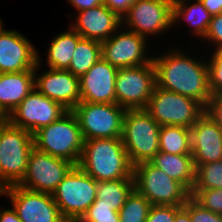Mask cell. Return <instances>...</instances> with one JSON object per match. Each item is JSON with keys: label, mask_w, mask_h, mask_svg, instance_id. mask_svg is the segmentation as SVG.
I'll list each match as a JSON object with an SVG mask.
<instances>
[{"label": "cell", "mask_w": 222, "mask_h": 222, "mask_svg": "<svg viewBox=\"0 0 222 222\" xmlns=\"http://www.w3.org/2000/svg\"><path fill=\"white\" fill-rule=\"evenodd\" d=\"M33 148V135L29 131L12 125L8 120L0 125L1 192L24 178Z\"/></svg>", "instance_id": "4"}, {"label": "cell", "mask_w": 222, "mask_h": 222, "mask_svg": "<svg viewBox=\"0 0 222 222\" xmlns=\"http://www.w3.org/2000/svg\"><path fill=\"white\" fill-rule=\"evenodd\" d=\"M118 69L102 57L79 78L81 102L116 103L115 78Z\"/></svg>", "instance_id": "18"}, {"label": "cell", "mask_w": 222, "mask_h": 222, "mask_svg": "<svg viewBox=\"0 0 222 222\" xmlns=\"http://www.w3.org/2000/svg\"><path fill=\"white\" fill-rule=\"evenodd\" d=\"M208 66L211 93L222 91V49L214 51Z\"/></svg>", "instance_id": "33"}, {"label": "cell", "mask_w": 222, "mask_h": 222, "mask_svg": "<svg viewBox=\"0 0 222 222\" xmlns=\"http://www.w3.org/2000/svg\"><path fill=\"white\" fill-rule=\"evenodd\" d=\"M183 207L189 212L191 222H222V215L203 208L192 197Z\"/></svg>", "instance_id": "32"}, {"label": "cell", "mask_w": 222, "mask_h": 222, "mask_svg": "<svg viewBox=\"0 0 222 222\" xmlns=\"http://www.w3.org/2000/svg\"><path fill=\"white\" fill-rule=\"evenodd\" d=\"M182 53L172 49L163 56L153 57L156 86L192 98L205 108L212 96L208 61H198Z\"/></svg>", "instance_id": "1"}, {"label": "cell", "mask_w": 222, "mask_h": 222, "mask_svg": "<svg viewBox=\"0 0 222 222\" xmlns=\"http://www.w3.org/2000/svg\"><path fill=\"white\" fill-rule=\"evenodd\" d=\"M187 0H173V25L177 23V20L185 19L187 23L193 26L192 32L195 33L198 37L201 36V39L205 37L212 15L200 2V0H195L188 6ZM186 2V4H185Z\"/></svg>", "instance_id": "23"}, {"label": "cell", "mask_w": 222, "mask_h": 222, "mask_svg": "<svg viewBox=\"0 0 222 222\" xmlns=\"http://www.w3.org/2000/svg\"><path fill=\"white\" fill-rule=\"evenodd\" d=\"M82 37L71 27L69 31L56 36L49 45L47 65L50 69L67 70L74 50Z\"/></svg>", "instance_id": "24"}, {"label": "cell", "mask_w": 222, "mask_h": 222, "mask_svg": "<svg viewBox=\"0 0 222 222\" xmlns=\"http://www.w3.org/2000/svg\"><path fill=\"white\" fill-rule=\"evenodd\" d=\"M160 126L192 128L205 113L196 100L178 93L154 87L145 109Z\"/></svg>", "instance_id": "8"}, {"label": "cell", "mask_w": 222, "mask_h": 222, "mask_svg": "<svg viewBox=\"0 0 222 222\" xmlns=\"http://www.w3.org/2000/svg\"><path fill=\"white\" fill-rule=\"evenodd\" d=\"M0 193H1V175H0Z\"/></svg>", "instance_id": "44"}, {"label": "cell", "mask_w": 222, "mask_h": 222, "mask_svg": "<svg viewBox=\"0 0 222 222\" xmlns=\"http://www.w3.org/2000/svg\"><path fill=\"white\" fill-rule=\"evenodd\" d=\"M66 112L67 110L59 103L34 89L7 117V120L33 135L40 128L57 121Z\"/></svg>", "instance_id": "14"}, {"label": "cell", "mask_w": 222, "mask_h": 222, "mask_svg": "<svg viewBox=\"0 0 222 222\" xmlns=\"http://www.w3.org/2000/svg\"><path fill=\"white\" fill-rule=\"evenodd\" d=\"M205 113L222 130V91L213 93L205 107Z\"/></svg>", "instance_id": "35"}, {"label": "cell", "mask_w": 222, "mask_h": 222, "mask_svg": "<svg viewBox=\"0 0 222 222\" xmlns=\"http://www.w3.org/2000/svg\"><path fill=\"white\" fill-rule=\"evenodd\" d=\"M146 38L130 30H123L101 42V55L117 69L137 67L150 63L153 56L145 53Z\"/></svg>", "instance_id": "15"}, {"label": "cell", "mask_w": 222, "mask_h": 222, "mask_svg": "<svg viewBox=\"0 0 222 222\" xmlns=\"http://www.w3.org/2000/svg\"><path fill=\"white\" fill-rule=\"evenodd\" d=\"M135 1L136 0H102L103 4L116 13L121 19Z\"/></svg>", "instance_id": "37"}, {"label": "cell", "mask_w": 222, "mask_h": 222, "mask_svg": "<svg viewBox=\"0 0 222 222\" xmlns=\"http://www.w3.org/2000/svg\"><path fill=\"white\" fill-rule=\"evenodd\" d=\"M204 39L216 43L215 51L222 49V13L212 16Z\"/></svg>", "instance_id": "36"}, {"label": "cell", "mask_w": 222, "mask_h": 222, "mask_svg": "<svg viewBox=\"0 0 222 222\" xmlns=\"http://www.w3.org/2000/svg\"><path fill=\"white\" fill-rule=\"evenodd\" d=\"M160 128L145 109L126 110L121 140L133 166L150 161L159 152Z\"/></svg>", "instance_id": "5"}, {"label": "cell", "mask_w": 222, "mask_h": 222, "mask_svg": "<svg viewBox=\"0 0 222 222\" xmlns=\"http://www.w3.org/2000/svg\"><path fill=\"white\" fill-rule=\"evenodd\" d=\"M34 147L54 157L79 164L84 139L78 119L72 111H67L57 121L40 128L33 134Z\"/></svg>", "instance_id": "3"}, {"label": "cell", "mask_w": 222, "mask_h": 222, "mask_svg": "<svg viewBox=\"0 0 222 222\" xmlns=\"http://www.w3.org/2000/svg\"><path fill=\"white\" fill-rule=\"evenodd\" d=\"M134 188L152 205L183 206L190 192L150 161L133 166Z\"/></svg>", "instance_id": "7"}, {"label": "cell", "mask_w": 222, "mask_h": 222, "mask_svg": "<svg viewBox=\"0 0 222 222\" xmlns=\"http://www.w3.org/2000/svg\"><path fill=\"white\" fill-rule=\"evenodd\" d=\"M133 189L134 179L100 181L97 183L96 199H99V204L114 206L118 212Z\"/></svg>", "instance_id": "27"}, {"label": "cell", "mask_w": 222, "mask_h": 222, "mask_svg": "<svg viewBox=\"0 0 222 222\" xmlns=\"http://www.w3.org/2000/svg\"><path fill=\"white\" fill-rule=\"evenodd\" d=\"M200 2L212 16L222 13V0H200Z\"/></svg>", "instance_id": "39"}, {"label": "cell", "mask_w": 222, "mask_h": 222, "mask_svg": "<svg viewBox=\"0 0 222 222\" xmlns=\"http://www.w3.org/2000/svg\"><path fill=\"white\" fill-rule=\"evenodd\" d=\"M78 166L98 182L134 179L133 165L121 138L84 141Z\"/></svg>", "instance_id": "2"}, {"label": "cell", "mask_w": 222, "mask_h": 222, "mask_svg": "<svg viewBox=\"0 0 222 222\" xmlns=\"http://www.w3.org/2000/svg\"><path fill=\"white\" fill-rule=\"evenodd\" d=\"M0 222H21V220L12 207V209H4L0 211Z\"/></svg>", "instance_id": "40"}, {"label": "cell", "mask_w": 222, "mask_h": 222, "mask_svg": "<svg viewBox=\"0 0 222 222\" xmlns=\"http://www.w3.org/2000/svg\"><path fill=\"white\" fill-rule=\"evenodd\" d=\"M155 86L153 61L142 66L120 68L115 78L116 104L126 110L146 109Z\"/></svg>", "instance_id": "10"}, {"label": "cell", "mask_w": 222, "mask_h": 222, "mask_svg": "<svg viewBox=\"0 0 222 222\" xmlns=\"http://www.w3.org/2000/svg\"><path fill=\"white\" fill-rule=\"evenodd\" d=\"M181 206L152 205L146 222H174L175 213Z\"/></svg>", "instance_id": "34"}, {"label": "cell", "mask_w": 222, "mask_h": 222, "mask_svg": "<svg viewBox=\"0 0 222 222\" xmlns=\"http://www.w3.org/2000/svg\"><path fill=\"white\" fill-rule=\"evenodd\" d=\"M152 204L135 188L118 211L119 222H146Z\"/></svg>", "instance_id": "28"}, {"label": "cell", "mask_w": 222, "mask_h": 222, "mask_svg": "<svg viewBox=\"0 0 222 222\" xmlns=\"http://www.w3.org/2000/svg\"><path fill=\"white\" fill-rule=\"evenodd\" d=\"M7 120V117L0 110V125Z\"/></svg>", "instance_id": "42"}, {"label": "cell", "mask_w": 222, "mask_h": 222, "mask_svg": "<svg viewBox=\"0 0 222 222\" xmlns=\"http://www.w3.org/2000/svg\"><path fill=\"white\" fill-rule=\"evenodd\" d=\"M9 197L21 222H66L52 194L27 190L11 185L0 193Z\"/></svg>", "instance_id": "13"}, {"label": "cell", "mask_w": 222, "mask_h": 222, "mask_svg": "<svg viewBox=\"0 0 222 222\" xmlns=\"http://www.w3.org/2000/svg\"><path fill=\"white\" fill-rule=\"evenodd\" d=\"M3 28V24H2V22H1V20H0V30Z\"/></svg>", "instance_id": "43"}, {"label": "cell", "mask_w": 222, "mask_h": 222, "mask_svg": "<svg viewBox=\"0 0 222 222\" xmlns=\"http://www.w3.org/2000/svg\"><path fill=\"white\" fill-rule=\"evenodd\" d=\"M101 42L93 39L81 38L74 50L69 68L74 76L84 75L100 58Z\"/></svg>", "instance_id": "25"}, {"label": "cell", "mask_w": 222, "mask_h": 222, "mask_svg": "<svg viewBox=\"0 0 222 222\" xmlns=\"http://www.w3.org/2000/svg\"><path fill=\"white\" fill-rule=\"evenodd\" d=\"M77 14V20L71 27L85 39L105 41L122 26V19L104 4Z\"/></svg>", "instance_id": "20"}, {"label": "cell", "mask_w": 222, "mask_h": 222, "mask_svg": "<svg viewBox=\"0 0 222 222\" xmlns=\"http://www.w3.org/2000/svg\"><path fill=\"white\" fill-rule=\"evenodd\" d=\"M34 70L0 73V110L8 117L35 89Z\"/></svg>", "instance_id": "21"}, {"label": "cell", "mask_w": 222, "mask_h": 222, "mask_svg": "<svg viewBox=\"0 0 222 222\" xmlns=\"http://www.w3.org/2000/svg\"><path fill=\"white\" fill-rule=\"evenodd\" d=\"M39 52L16 30H0V73L34 70Z\"/></svg>", "instance_id": "17"}, {"label": "cell", "mask_w": 222, "mask_h": 222, "mask_svg": "<svg viewBox=\"0 0 222 222\" xmlns=\"http://www.w3.org/2000/svg\"><path fill=\"white\" fill-rule=\"evenodd\" d=\"M190 133L195 168L222 160V130L206 113L190 128Z\"/></svg>", "instance_id": "19"}, {"label": "cell", "mask_w": 222, "mask_h": 222, "mask_svg": "<svg viewBox=\"0 0 222 222\" xmlns=\"http://www.w3.org/2000/svg\"><path fill=\"white\" fill-rule=\"evenodd\" d=\"M150 162L191 192L196 171L192 154L175 155L159 151Z\"/></svg>", "instance_id": "22"}, {"label": "cell", "mask_w": 222, "mask_h": 222, "mask_svg": "<svg viewBox=\"0 0 222 222\" xmlns=\"http://www.w3.org/2000/svg\"><path fill=\"white\" fill-rule=\"evenodd\" d=\"M222 188V160L196 167L195 183L192 190Z\"/></svg>", "instance_id": "29"}, {"label": "cell", "mask_w": 222, "mask_h": 222, "mask_svg": "<svg viewBox=\"0 0 222 222\" xmlns=\"http://www.w3.org/2000/svg\"><path fill=\"white\" fill-rule=\"evenodd\" d=\"M128 30L147 38L173 26V0H136L122 18Z\"/></svg>", "instance_id": "12"}, {"label": "cell", "mask_w": 222, "mask_h": 222, "mask_svg": "<svg viewBox=\"0 0 222 222\" xmlns=\"http://www.w3.org/2000/svg\"><path fill=\"white\" fill-rule=\"evenodd\" d=\"M34 68L35 89L46 97L59 103L67 111H72L81 102L79 77L74 76L68 70L50 69L37 76L39 61Z\"/></svg>", "instance_id": "16"}, {"label": "cell", "mask_w": 222, "mask_h": 222, "mask_svg": "<svg viewBox=\"0 0 222 222\" xmlns=\"http://www.w3.org/2000/svg\"><path fill=\"white\" fill-rule=\"evenodd\" d=\"M174 222H191L190 214L183 206L176 211Z\"/></svg>", "instance_id": "41"}, {"label": "cell", "mask_w": 222, "mask_h": 222, "mask_svg": "<svg viewBox=\"0 0 222 222\" xmlns=\"http://www.w3.org/2000/svg\"><path fill=\"white\" fill-rule=\"evenodd\" d=\"M75 165L65 159L31 150L24 178L17 184L27 190L52 194Z\"/></svg>", "instance_id": "11"}, {"label": "cell", "mask_w": 222, "mask_h": 222, "mask_svg": "<svg viewBox=\"0 0 222 222\" xmlns=\"http://www.w3.org/2000/svg\"><path fill=\"white\" fill-rule=\"evenodd\" d=\"M72 112L78 119L84 141L121 138L126 109L120 105L80 102Z\"/></svg>", "instance_id": "9"}, {"label": "cell", "mask_w": 222, "mask_h": 222, "mask_svg": "<svg viewBox=\"0 0 222 222\" xmlns=\"http://www.w3.org/2000/svg\"><path fill=\"white\" fill-rule=\"evenodd\" d=\"M190 196L203 208L222 215V188L191 190Z\"/></svg>", "instance_id": "31"}, {"label": "cell", "mask_w": 222, "mask_h": 222, "mask_svg": "<svg viewBox=\"0 0 222 222\" xmlns=\"http://www.w3.org/2000/svg\"><path fill=\"white\" fill-rule=\"evenodd\" d=\"M78 222H119V213L114 206L99 204L96 199Z\"/></svg>", "instance_id": "30"}, {"label": "cell", "mask_w": 222, "mask_h": 222, "mask_svg": "<svg viewBox=\"0 0 222 222\" xmlns=\"http://www.w3.org/2000/svg\"><path fill=\"white\" fill-rule=\"evenodd\" d=\"M159 151L168 154H191L190 129L182 126H161Z\"/></svg>", "instance_id": "26"}, {"label": "cell", "mask_w": 222, "mask_h": 222, "mask_svg": "<svg viewBox=\"0 0 222 222\" xmlns=\"http://www.w3.org/2000/svg\"><path fill=\"white\" fill-rule=\"evenodd\" d=\"M97 183L78 165L74 166L52 193L66 222H78L96 200Z\"/></svg>", "instance_id": "6"}, {"label": "cell", "mask_w": 222, "mask_h": 222, "mask_svg": "<svg viewBox=\"0 0 222 222\" xmlns=\"http://www.w3.org/2000/svg\"><path fill=\"white\" fill-rule=\"evenodd\" d=\"M68 1L78 12L91 9L95 6L103 4L102 0H68Z\"/></svg>", "instance_id": "38"}]
</instances>
